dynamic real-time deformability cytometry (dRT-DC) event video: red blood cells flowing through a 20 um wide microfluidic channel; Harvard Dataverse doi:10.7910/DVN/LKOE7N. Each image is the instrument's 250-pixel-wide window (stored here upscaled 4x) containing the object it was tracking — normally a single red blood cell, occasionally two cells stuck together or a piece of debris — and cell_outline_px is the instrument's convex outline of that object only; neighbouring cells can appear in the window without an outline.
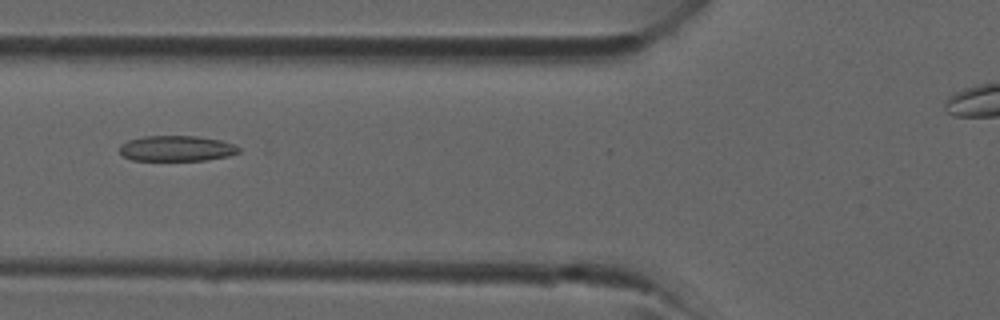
{"species": "common noctule bat (a hibernating species)", "species_latin": "Nyctalus noctula", "temperature_condition": "room temperature", "stored_images_in_passage": 2, "camera_frame_rate_fps": 3000, "um_per_image_px": 0.085, "animal": {"sex": "male", "forearm_length_mm": 52.5}, "frame": {"image": 1, "passage_image": 2, "time_ms": 1.333, "image_size_px": [1000, 320], "cell_outline_px": [[240, 152], [228, 156], [204, 160], [132, 160], [124, 156], [120, 152], [120, 144], [128, 140], [144, 136], [196, 136], [220, 140], [232, 144], [240, 148]], "centroid_in_image_um": [14.99, 12.61], "position_along_channel_um": 110.8, "area_um2": 17.63}}